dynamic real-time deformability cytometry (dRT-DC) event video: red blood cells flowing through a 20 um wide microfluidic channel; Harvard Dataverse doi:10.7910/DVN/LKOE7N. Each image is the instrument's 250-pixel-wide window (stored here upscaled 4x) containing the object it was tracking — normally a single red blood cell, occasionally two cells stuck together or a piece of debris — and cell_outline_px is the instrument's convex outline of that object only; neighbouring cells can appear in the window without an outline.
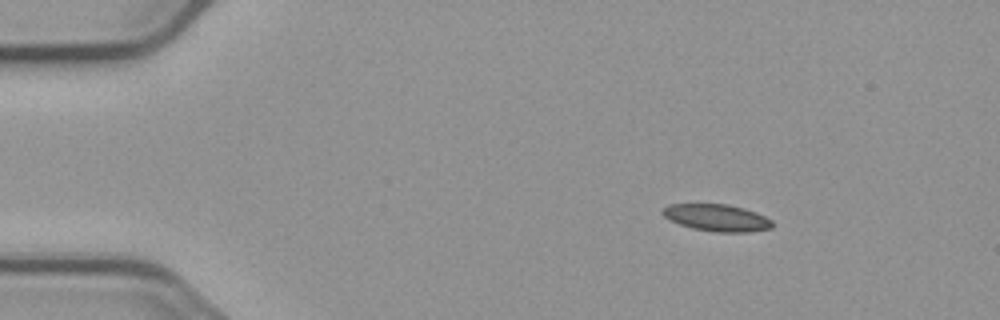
{"species": "common noctule bat (a hibernating species)", "species_latin": "Nyctalus noctula", "temperature_condition": "cold", "stored_images_in_passage": 5, "segment_of_instrument_passage": [1, 2], "camera_frame_rate_fps": 3000, "um_per_image_px": 0.085, "animal": {"sex": "male", "body_mass_g": 23.1, "forearm_length_mm": 52.7}, "frame": {"image": 1, "passage_image": 2, "time_ms": 1.333, "image_size_px": [1000, 320], "cell_outline_px": [[772, 228], [748, 232], [716, 232], [692, 228], [680, 224], [664, 216], [660, 212], [668, 204], [728, 204], [744, 208], [756, 212], [772, 220]], "centroid_in_image_um": [60.94, 18.5], "position_along_channel_um": 24.1, "area_um2": 17.17}}